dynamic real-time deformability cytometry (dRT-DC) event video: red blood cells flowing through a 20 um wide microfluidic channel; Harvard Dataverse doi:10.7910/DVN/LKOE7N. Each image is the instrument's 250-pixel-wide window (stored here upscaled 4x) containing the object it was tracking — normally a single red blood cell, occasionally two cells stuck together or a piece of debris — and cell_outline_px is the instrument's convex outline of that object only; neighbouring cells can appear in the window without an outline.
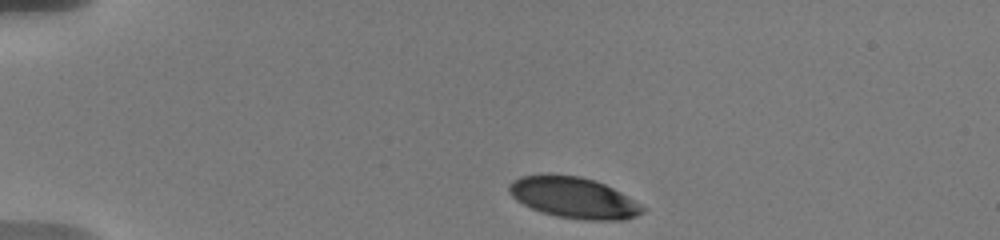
{"species": "human", "species_latin": "Homo sapiens", "temperature_condition": "warm", "stored_images_in_passage": 14, "camera_frame_rate_fps": 3000, "um_per_image_px": 0.085, "donor": {"sex": "male"}, "frame": {"image": 1, "passage_image": 1, "time_ms": 0.0, "image_size_px": [1000, 240], "cell_outline_px": [[648, 208], [644, 212], [636, 216], [624, 220], [584, 220], [556, 216], [540, 212], [516, 200], [508, 192], [508, 184], [512, 180], [520, 176], [540, 172], [548, 172], [580, 176], [604, 184], [628, 196]], "centroid_in_image_um": [48.73, 16.77], "position_along_channel_um": 36.3, "area_um2": 32.6}}
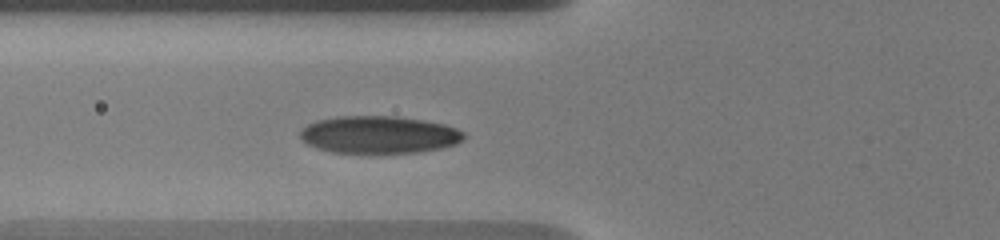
{"frame": {"image": 2, "passage_image": 11, "time_ms": 3.333, "image_size_px": [1000, 240], "cell_outline_px": [[464, 140], [456, 144], [440, 148], [416, 152], [332, 152], [316, 148], [308, 144], [300, 136], [300, 128], [316, 120], [340, 116], [396, 116], [444, 124], [456, 128], [464, 132]], "centroid_in_image_um": [32.2, 11.44], "position_along_channel_um": 93.6, "area_um2": 35.43}}
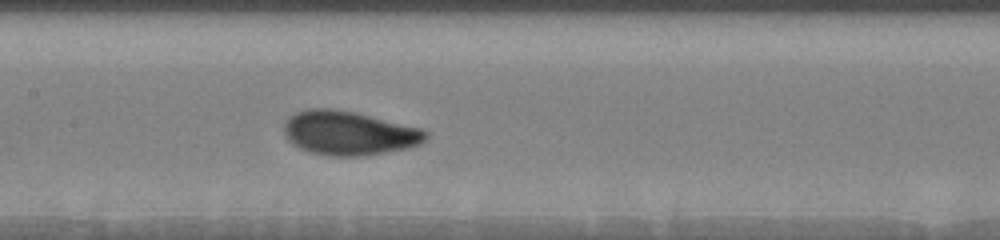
{"frame": {"image": 3, "passage_image": 14, "time_ms": 5.667, "image_size_px": [1000, 240], "cell_outline_px": [[428, 136], [420, 144], [408, 148], [364, 156], [324, 156], [308, 152], [292, 144], [284, 136], [284, 124], [296, 112], [308, 108], [332, 108], [356, 112], [424, 128], [428, 132]], "centroid_in_image_um": [29.67, 11.31], "position_along_channel_um": 177.7, "area_um2": 36.88}}